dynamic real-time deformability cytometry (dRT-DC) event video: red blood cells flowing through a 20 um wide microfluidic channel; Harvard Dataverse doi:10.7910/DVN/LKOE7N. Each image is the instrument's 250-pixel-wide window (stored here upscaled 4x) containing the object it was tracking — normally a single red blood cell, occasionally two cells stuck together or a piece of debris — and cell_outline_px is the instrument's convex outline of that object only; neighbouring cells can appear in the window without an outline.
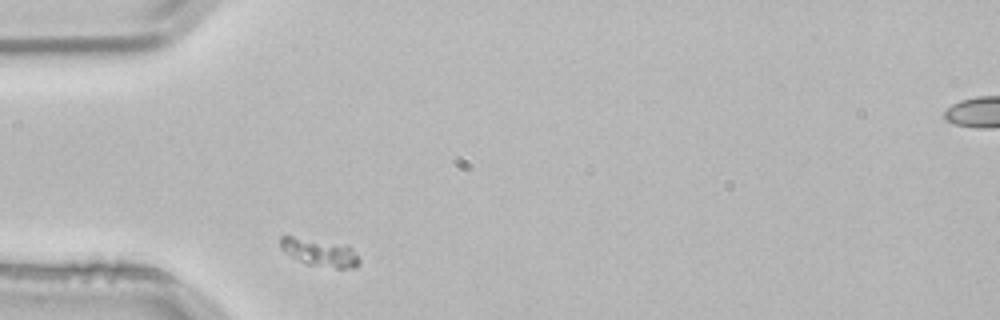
{"species": "common noctule bat (a hibernating species)", "species_latin": "Nyctalus noctula", "temperature_condition": "room temperature", "stored_images_in_passage": 1, "camera_frame_rate_fps": 3000, "um_per_image_px": 0.085, "animal": {"sex": "male", "body_mass_g": 21.5, "forearm_length_mm": 52.0}, "frame": {"image": 1, "passage_image": 1, "time_ms": 0.0, "image_size_px": [1000, 320], "cell_outline_px": [[360, 264], [356, 268], [336, 268], [304, 264], [284, 252], [280, 248], [280, 236], [292, 236], [348, 244], [356, 252], [360, 260]], "centroid_in_image_um": [27.21, 21.46], "position_along_channel_um": 57.8, "area_um2": 13.12}}